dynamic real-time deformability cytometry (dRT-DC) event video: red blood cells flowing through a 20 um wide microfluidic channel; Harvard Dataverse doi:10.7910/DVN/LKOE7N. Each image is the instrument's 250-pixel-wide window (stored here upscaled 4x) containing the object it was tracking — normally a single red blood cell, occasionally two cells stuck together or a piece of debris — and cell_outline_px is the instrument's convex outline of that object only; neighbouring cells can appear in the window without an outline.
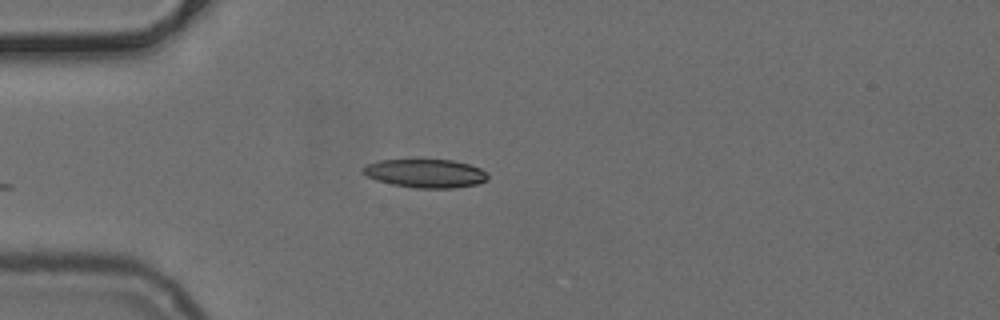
{"species": "common noctule bat (a hibernating species)", "species_latin": "Nyctalus noctula", "temperature_condition": "cold", "stored_images_in_passage": 12, "camera_frame_rate_fps": 3000, "um_per_image_px": 0.085, "animal": {"sex": "female", "body_mass_g": 24.6, "forearm_length_mm": 56.2}, "frame": {"image": 1, "passage_image": 1, "time_ms": 0.0, "image_size_px": [1000, 320], "cell_outline_px": [[488, 180], [476, 184], [452, 188], [416, 188], [392, 184], [376, 180], [360, 172], [360, 168], [368, 164], [380, 160], [452, 160], [468, 164], [480, 168], [488, 172]], "centroid_in_image_um": [36.16, 14.74], "position_along_channel_um": 48.8, "area_um2": 20.75}}
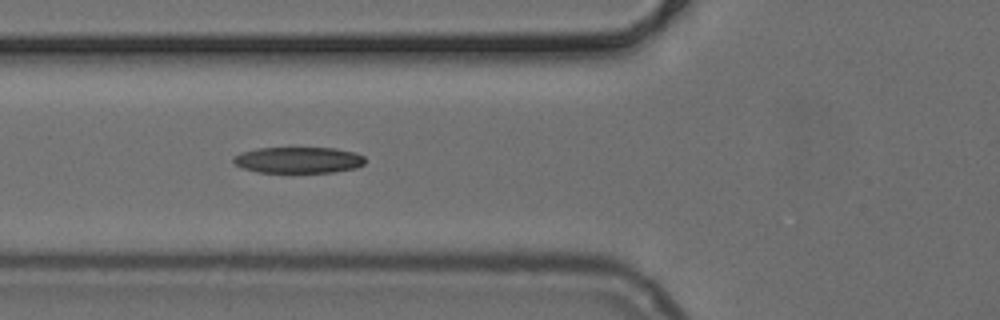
{"frame": {"image": 2, "passage_image": 6, "time_ms": 1.667, "image_size_px": [1000, 320], "cell_outline_px": [[364, 164], [356, 168], [332, 172], [292, 176], [256, 172], [240, 168], [232, 160], [232, 156], [240, 152], [256, 148], [336, 148], [356, 152], [364, 156]], "centroid_in_image_um": [25.31, 13.65], "position_along_channel_um": 100.5, "area_um2": 21.39}}
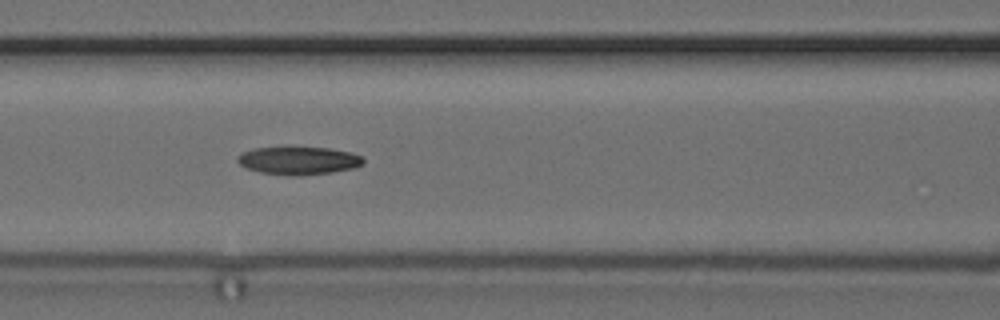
{"frame": {"image": 3, "passage_image": 9, "time_ms": 2.667, "image_size_px": [1000, 320], "cell_outline_px": [[364, 164], [356, 168], [332, 172], [296, 176], [260, 172], [248, 168], [240, 164], [236, 160], [236, 156], [240, 152], [252, 148], [288, 144], [328, 148], [352, 152], [360, 156], [364, 160]], "centroid_in_image_um": [25.34, 13.59], "position_along_channel_um": 141.3, "area_um2": 21.5}}